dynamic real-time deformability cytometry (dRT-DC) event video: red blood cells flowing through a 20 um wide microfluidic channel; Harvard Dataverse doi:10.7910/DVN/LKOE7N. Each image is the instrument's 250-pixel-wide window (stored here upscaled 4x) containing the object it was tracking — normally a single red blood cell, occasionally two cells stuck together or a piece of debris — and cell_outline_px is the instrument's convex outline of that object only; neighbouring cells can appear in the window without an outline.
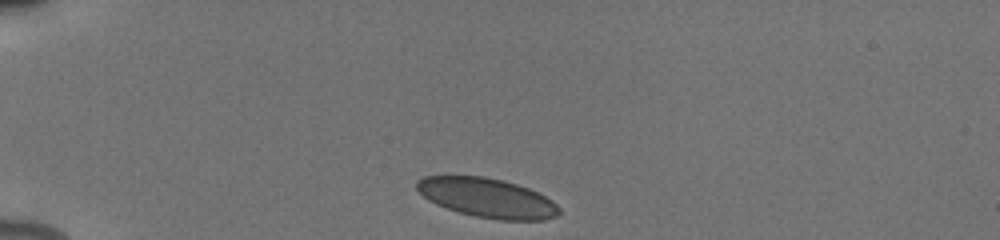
{"species": "human", "species_latin": "Homo sapiens", "temperature_condition": "cold", "stored_images_in_passage": 40, "camera_frame_rate_fps": 3000, "um_per_image_px": 0.085, "donor": {"sex": "male"}, "frame": {"image": 1, "passage_image": 1, "time_ms": 0.0, "image_size_px": [1000, 240], "cell_outline_px": [[560, 212], [556, 216], [544, 220], [500, 220], [476, 216], [460, 212], [436, 204], [428, 200], [416, 188], [416, 180], [424, 176], [484, 176], [516, 184], [528, 188], [552, 200], [560, 208]], "centroid_in_image_um": [41.41, 16.81], "position_along_channel_um": 43.6, "area_um2": 32.37}}
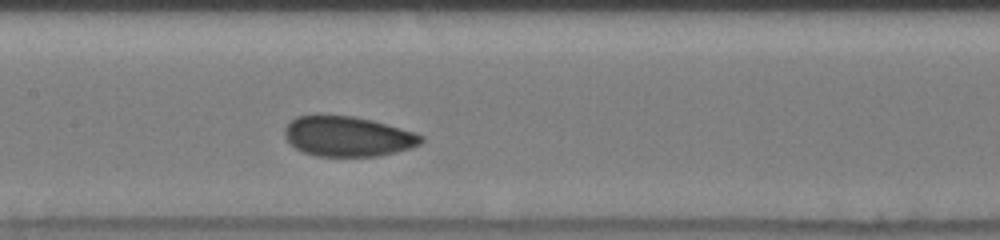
{"frame": {"image": 2, "passage_image": 15, "time_ms": 4.667, "image_size_px": [1000, 240], "cell_outline_px": [[424, 140], [420, 144], [412, 148], [396, 152], [376, 156], [316, 156], [304, 152], [296, 148], [284, 136], [284, 128], [296, 116], [352, 116], [372, 120], [416, 132], [424, 136]], "centroid_in_image_um": [29.6, 11.6], "position_along_channel_um": 177.8, "area_um2": 31.73}}
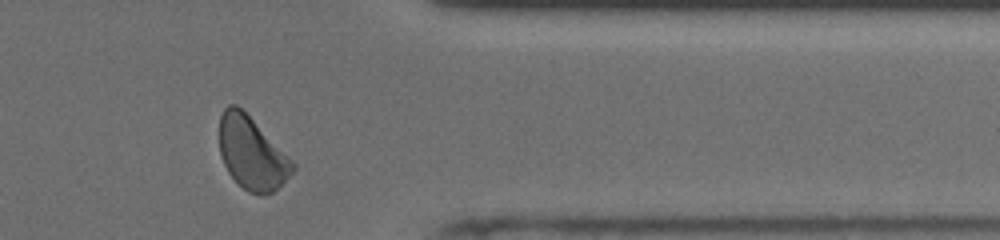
{"frame": {"image": 3, "passage_image": 32, "time_ms": 10.333, "image_size_px": [1000, 240], "cell_outline_px": [[296, 168], [272, 192], [260, 196], [248, 192], [228, 172], [220, 156], [220, 116], [224, 108], [228, 104], [236, 104], [296, 164]], "centroid_in_image_um": [21.38, 13.04], "position_along_channel_um": 390.0, "area_um2": 30.23}, "authors_computed_cell_mechanics": {"area_um2": 31.5877, "velocity_mm_per_s": 3.8826, "shape_relaxation_time_tau1_ms": 3.9466, "shape_relaxation_time_tau2_ms": 0.6841, "deformation_change_tau1": 0.0912, "deformation_change_tau2": 0.0494}}